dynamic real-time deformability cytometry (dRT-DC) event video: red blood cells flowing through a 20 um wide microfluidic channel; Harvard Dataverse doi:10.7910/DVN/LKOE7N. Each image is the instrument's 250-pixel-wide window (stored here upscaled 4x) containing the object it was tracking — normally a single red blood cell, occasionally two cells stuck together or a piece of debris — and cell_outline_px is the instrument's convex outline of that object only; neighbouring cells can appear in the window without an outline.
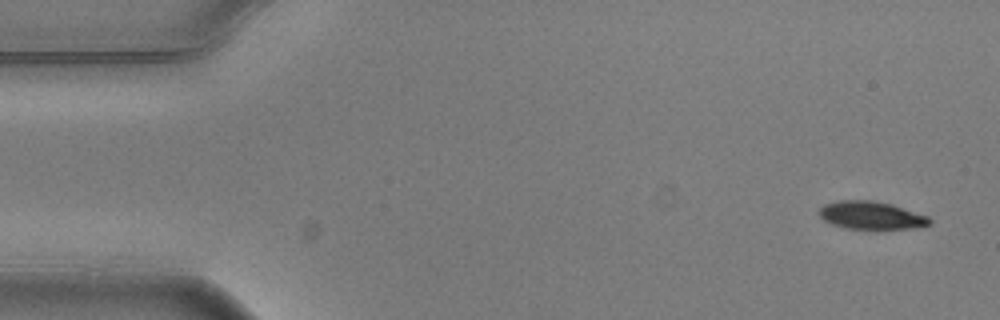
{"species": "common noctule bat (a hibernating species)", "species_latin": "Nyctalus noctula", "temperature_condition": "warm", "stored_images_in_passage": 5, "camera_frame_rate_fps": 3000, "um_per_image_px": 0.085, "animal": {"sex": "male", "body_mass_g": 20.5, "forearm_length_mm": 52.5}, "frame": {"image": 1, "passage_image": 1, "time_ms": 0.0, "image_size_px": [1000, 320], "cell_outline_px": [[932, 224], [920, 228], [876, 232], [844, 228], [832, 224], [824, 220], [816, 212], [824, 204], [836, 200], [872, 200], [892, 204], [928, 216], [932, 220]], "centroid_in_image_um": [74.09, 18.36], "position_along_channel_um": 10.9, "area_um2": 19.13}}
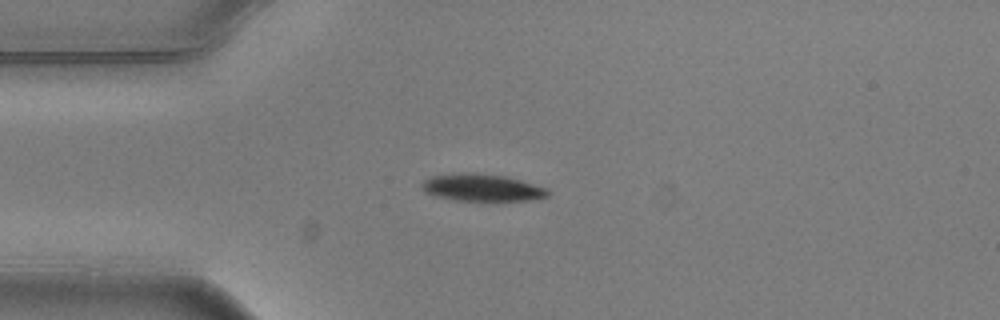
{"frame": {"image": 2, "passage_image": 4, "time_ms": 1.0, "image_size_px": [1000, 320], "cell_outline_px": [[548, 196], [528, 200], [488, 204], [456, 200], [436, 196], [424, 192], [420, 184], [424, 180], [432, 176], [468, 172], [472, 172], [504, 176], [520, 180], [548, 188]], "centroid_in_image_um": [40.98, 16.0], "position_along_channel_um": 44.0, "area_um2": 20.75}}